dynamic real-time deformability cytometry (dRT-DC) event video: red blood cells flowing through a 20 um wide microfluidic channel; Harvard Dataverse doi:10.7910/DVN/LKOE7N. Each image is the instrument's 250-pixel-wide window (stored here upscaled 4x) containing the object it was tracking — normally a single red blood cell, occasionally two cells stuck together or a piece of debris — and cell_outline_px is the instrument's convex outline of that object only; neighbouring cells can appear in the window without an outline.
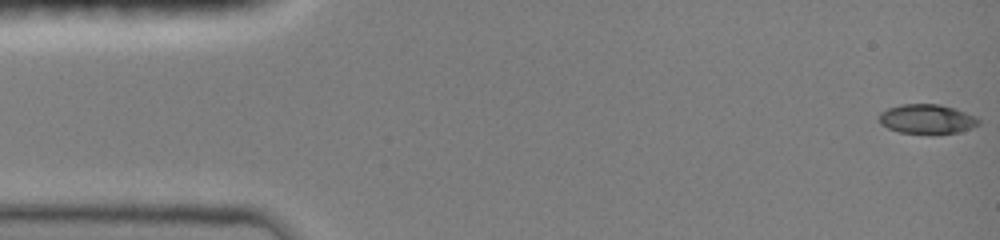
{"species": "common noctule bat (a hibernating species)", "species_latin": "Nyctalus noctula", "temperature_condition": "room temperature", "stored_images_in_passage": 48, "camera_frame_rate_fps": 3000, "um_per_image_px": 0.085, "animal": {"sex": "female", "body_mass_g": 19.0, "forearm_length_mm": 51.5}, "frame": {"image": 1, "passage_image": 1, "time_ms": 0.0, "image_size_px": [1000, 240], "cell_outline_px": [[980, 124], [972, 128], [960, 132], [900, 132], [888, 128], [880, 124], [880, 112], [888, 108], [900, 104], [940, 104], [956, 108], [976, 116], [980, 120]], "centroid_in_image_um": [78.82, 10.09], "position_along_channel_um": 6.2, "area_um2": 16.88}}
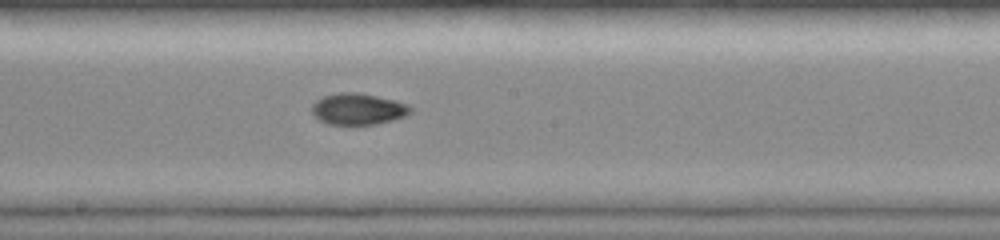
{"frame": {"image": 2, "passage_image": 26, "time_ms": 8.333, "image_size_px": [1000, 240], "cell_outline_px": [[412, 112], [404, 116], [392, 120], [376, 124], [328, 124], [312, 116], [312, 104], [316, 100], [324, 96], [340, 92], [356, 92], [396, 100], [408, 104], [412, 108]], "centroid_in_image_um": [30.43, 9.26], "position_along_channel_um": 217.8, "area_um2": 18.03}}
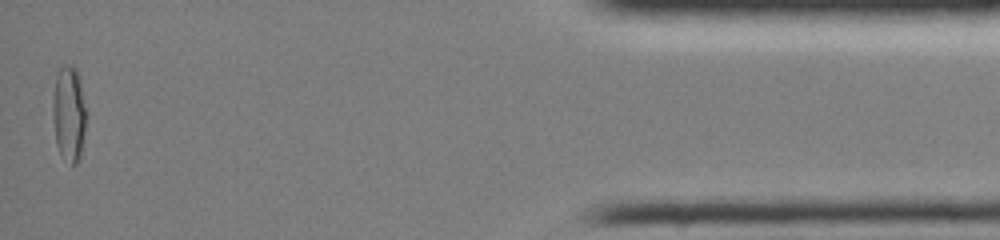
{"frame": {"image": 3, "passage_image": 47, "time_ms": 15.333, "image_size_px": [1000, 240], "cell_outline_px": [[88, 112], [80, 156], [76, 164], [72, 164], [60, 152], [56, 144], [52, 104], [52, 100], [56, 76], [60, 68], [64, 64], [72, 64], [76, 68], [80, 76]], "centroid_in_image_um": [5.89, 9.57], "position_along_channel_um": 429.3, "area_um2": 19.02}, "authors_computed_cell_mechanics": {"area_um2": 17.5712, "velocity_mm_per_s": 4.0464, "shape_relaxation_time_tau1_ms": null, "shape_relaxation_time_tau2_ms": 2.5299, "deformation_change_tau1": null, "deformation_change_tau2": 0.0518}}